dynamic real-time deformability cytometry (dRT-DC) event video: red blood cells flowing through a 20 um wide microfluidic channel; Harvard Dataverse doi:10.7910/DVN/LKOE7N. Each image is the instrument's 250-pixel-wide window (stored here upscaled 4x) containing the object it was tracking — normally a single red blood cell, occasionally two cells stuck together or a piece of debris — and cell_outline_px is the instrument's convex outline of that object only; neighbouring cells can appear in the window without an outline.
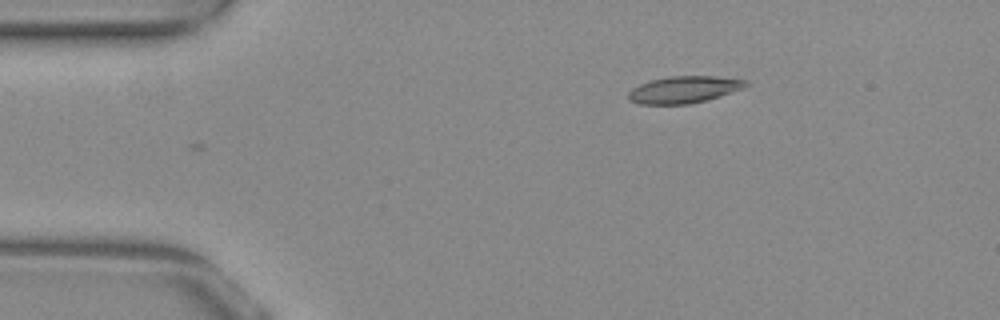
{"species": "common noctule bat (a hibernating species)", "species_latin": "Nyctalus noctula", "temperature_condition": "warm", "stored_images_in_passage": 3, "camera_frame_rate_fps": 3000, "um_per_image_px": 0.085, "animal": {"sex": "female", "body_mass_g": 29.2, "forearm_length_mm": 56.3}, "frame": {"image": 1, "passage_image": 3, "time_ms": 0.667, "image_size_px": [1000, 320], "cell_outline_px": [[748, 84], [744, 88], [720, 96], [688, 104], [640, 104], [628, 100], [628, 92], [632, 88], [640, 84], [652, 80], [668, 76], [716, 76], [748, 80]], "centroid_in_image_um": [58.14, 7.61], "position_along_channel_um": 26.9, "area_um2": 18.38}}